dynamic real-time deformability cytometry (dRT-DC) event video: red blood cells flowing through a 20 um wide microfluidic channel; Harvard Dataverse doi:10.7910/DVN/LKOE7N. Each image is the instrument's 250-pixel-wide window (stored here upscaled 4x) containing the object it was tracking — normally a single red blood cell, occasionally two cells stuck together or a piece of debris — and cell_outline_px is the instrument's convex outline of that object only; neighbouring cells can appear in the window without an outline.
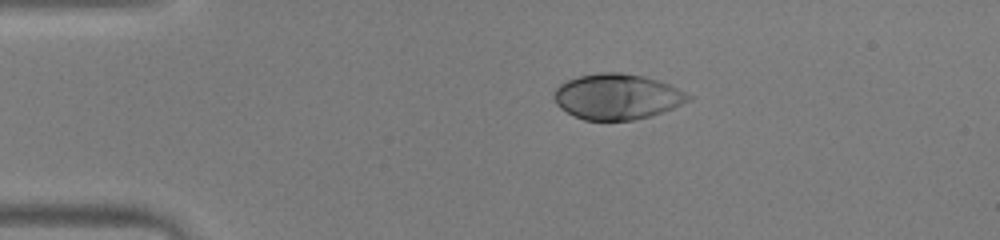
{"species": "human", "species_latin": "Homo sapiens", "temperature_condition": "warm", "stored_images_in_passage": 39, "camera_frame_rate_fps": 3000, "um_per_image_px": 0.085, "donor": {"sex": "male"}, "frame": {"image": 1, "passage_image": 1, "time_ms": 0.0, "image_size_px": [1000, 240], "cell_outline_px": [[692, 100], [652, 116], [632, 120], [584, 120], [560, 108], [556, 104], [552, 96], [556, 88], [560, 84], [568, 80], [580, 76], [600, 72], [620, 72], [644, 76], [660, 80], [692, 96]], "centroid_in_image_um": [52.45, 8.21], "position_along_channel_um": 32.5, "area_um2": 35.66}}
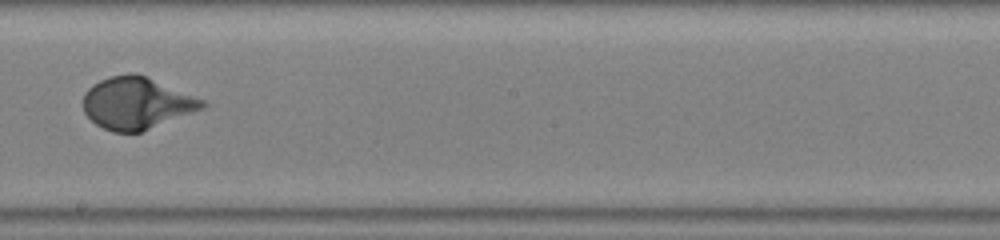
{"frame": {"image": 2, "passage_image": 19, "time_ms": 6.0, "image_size_px": [1000, 240], "cell_outline_px": [[208, 104], [204, 108], [140, 132], [112, 132], [96, 124], [84, 112], [84, 92], [92, 84], [100, 80], [112, 76], [144, 76], [208, 100]], "centroid_in_image_um": [11.64, 8.79], "position_along_channel_um": 236.6, "area_um2": 35.43}}
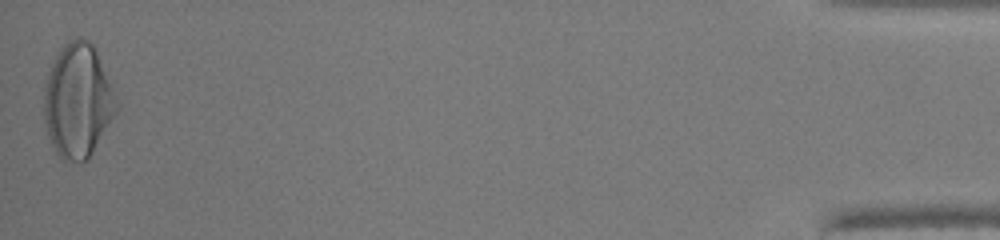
{"frame": {"image": 3, "passage_image": 39, "time_ms": 12.667, "image_size_px": [1000, 240], "cell_outline_px": [[120, 108], [88, 160], [80, 164], [64, 160], [56, 152], [48, 136], [44, 120], [44, 88], [48, 72], [60, 48], [64, 44], [72, 40], [88, 40], [96, 48], [120, 104]], "centroid_in_image_um": [6.65, 8.61], "position_along_channel_um": 428.6, "area_um2": 48.49}, "authors_computed_cell_mechanics": {"area_um2": 36.6452, "velocity_mm_per_s": 4.2808, "shape_relaxation_time_tau1_ms": 3.2017, "shape_relaxation_time_tau2_ms": null, "deformation_change_tau1": 0.2139, "deformation_change_tau2": null}}